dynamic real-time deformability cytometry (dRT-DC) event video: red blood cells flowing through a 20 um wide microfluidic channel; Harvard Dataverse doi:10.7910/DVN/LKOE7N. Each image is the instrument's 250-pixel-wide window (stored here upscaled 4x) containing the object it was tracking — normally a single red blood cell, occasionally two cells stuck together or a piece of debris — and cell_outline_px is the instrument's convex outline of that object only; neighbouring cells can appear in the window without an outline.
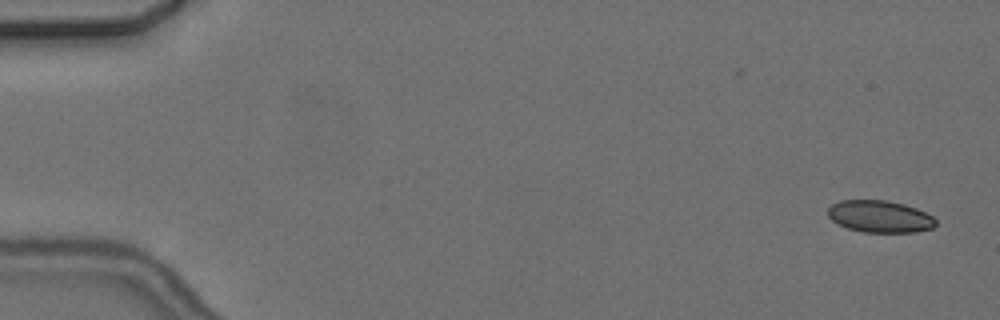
{"species": "common noctule bat (a hibernating species)", "species_latin": "Nyctalus noctula", "temperature_condition": "cold", "stored_images_in_passage": 6, "camera_frame_rate_fps": 3000, "um_per_image_px": 0.085, "animal": {"sex": "female", "body_mass_g": 24.6, "forearm_length_mm": 56.2}, "frame": {"image": 1, "passage_image": 1, "time_ms": 0.0, "image_size_px": [1000, 320], "cell_outline_px": [[936, 224], [932, 228], [916, 232], [864, 232], [848, 228], [832, 220], [828, 216], [828, 208], [832, 204], [840, 200], [888, 200], [904, 204], [916, 208], [932, 216], [936, 220]], "centroid_in_image_um": [74.79, 18.39], "position_along_channel_um": 10.2, "area_um2": 20.06}}